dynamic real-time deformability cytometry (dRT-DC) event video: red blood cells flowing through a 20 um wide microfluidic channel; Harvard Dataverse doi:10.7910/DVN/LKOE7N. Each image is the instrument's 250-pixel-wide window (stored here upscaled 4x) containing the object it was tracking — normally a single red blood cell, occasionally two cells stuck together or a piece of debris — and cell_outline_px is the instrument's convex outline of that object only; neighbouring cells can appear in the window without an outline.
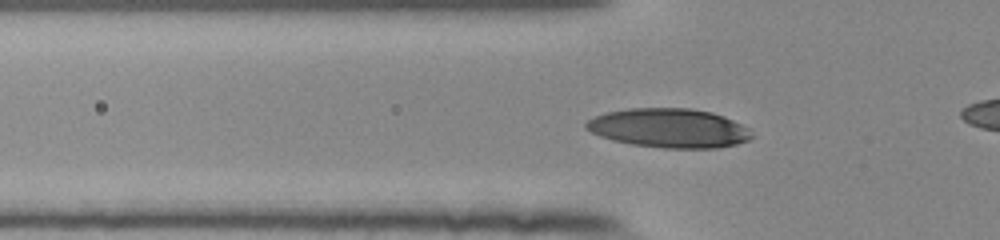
{"species": "human", "species_latin": "Homo sapiens", "temperature_condition": "room temperature", "stored_images_in_passage": 40, "camera_frame_rate_fps": 3000, "um_per_image_px": 0.085, "donor": {"sex": "female"}, "frame": {"image": 1, "passage_image": 12, "time_ms": 3.667, "image_size_px": [1000, 240], "cell_outline_px": [[752, 136], [748, 140], [736, 144], [716, 148], [664, 148], [632, 144], [612, 140], [600, 136], [584, 128], [584, 124], [588, 120], [596, 116], [608, 112], [628, 108], [692, 108], [712, 112], [724, 116], [748, 128]], "centroid_in_image_um": [56.85, 10.88], "position_along_channel_um": 68.9, "area_um2": 37.69}}
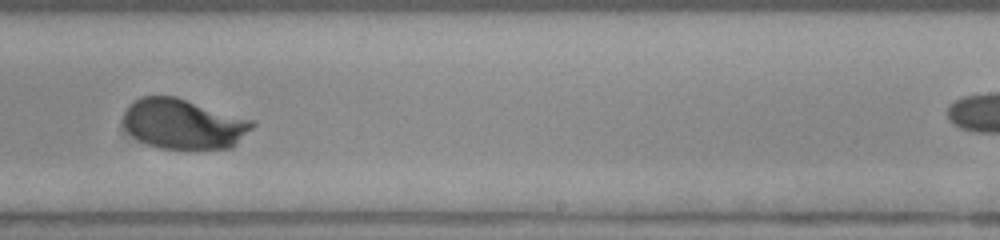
{"frame": {"image": 2, "passage_image": 28, "time_ms": 9.0, "image_size_px": [1000, 240], "cell_outline_px": [[256, 124], [232, 148], [160, 148], [148, 144], [140, 140], [124, 124], [124, 112], [128, 104], [132, 100], [140, 96], [176, 96], [256, 120]], "centroid_in_image_um": [15.65, 10.5], "position_along_channel_um": 273.4, "area_um2": 37.57}}
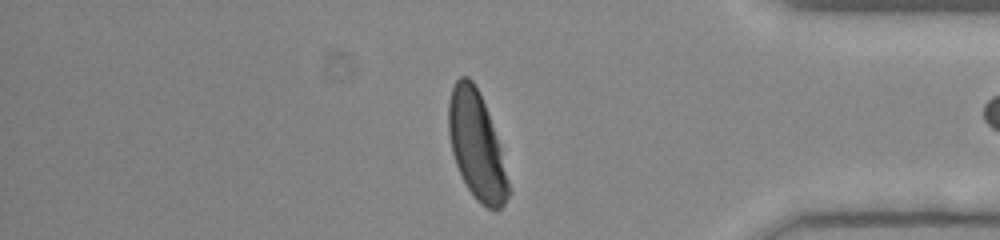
{"frame": {"image": 3, "passage_image": 39, "time_ms": 12.667, "image_size_px": [1000, 240], "cell_outline_px": [[512, 192], [504, 204], [500, 208], [488, 208], [480, 204], [476, 200], [468, 188], [456, 164], [452, 152], [448, 132], [448, 104], [452, 88], [456, 80], [460, 76], [468, 76], [472, 80], [484, 104], [500, 148]], "centroid_in_image_um": [40.5, 12.4], "position_along_channel_um": 394.7, "area_um2": 36.93}}